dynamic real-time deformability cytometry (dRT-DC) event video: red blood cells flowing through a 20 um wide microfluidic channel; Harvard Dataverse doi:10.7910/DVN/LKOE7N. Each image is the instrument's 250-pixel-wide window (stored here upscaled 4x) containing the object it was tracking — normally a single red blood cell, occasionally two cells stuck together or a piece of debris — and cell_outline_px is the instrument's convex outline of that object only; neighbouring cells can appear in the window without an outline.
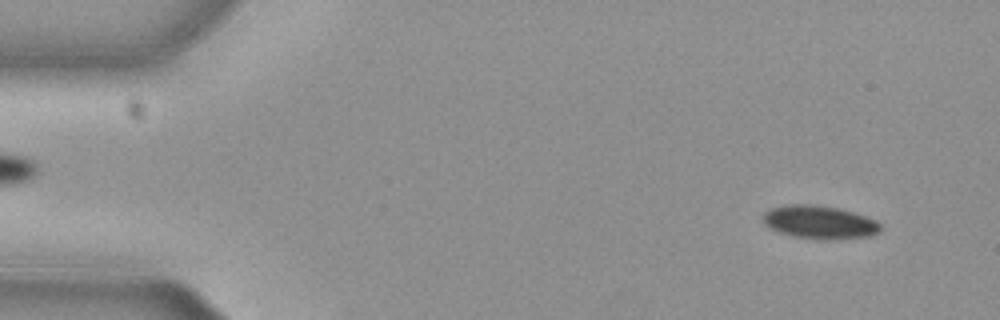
{"species": "common noctule bat (a hibernating species)", "species_latin": "Nyctalus noctula", "temperature_condition": "cold", "stored_images_in_passage": 54, "camera_frame_rate_fps": 3000, "um_per_image_px": 0.085, "animal": {"sex": "female", "body_mass_g": 29.2, "forearm_length_mm": 56.3}, "frame": {"image": 1, "passage_image": 4, "time_ms": 1.0, "image_size_px": [1000, 320], "cell_outline_px": [[880, 232], [872, 236], [828, 240], [820, 240], [792, 236], [768, 228], [764, 224], [764, 212], [772, 208], [788, 204], [812, 204], [836, 208], [852, 212], [876, 220], [880, 224]], "centroid_in_image_um": [69.66, 18.9], "position_along_channel_um": 15.3, "area_um2": 22.77}}
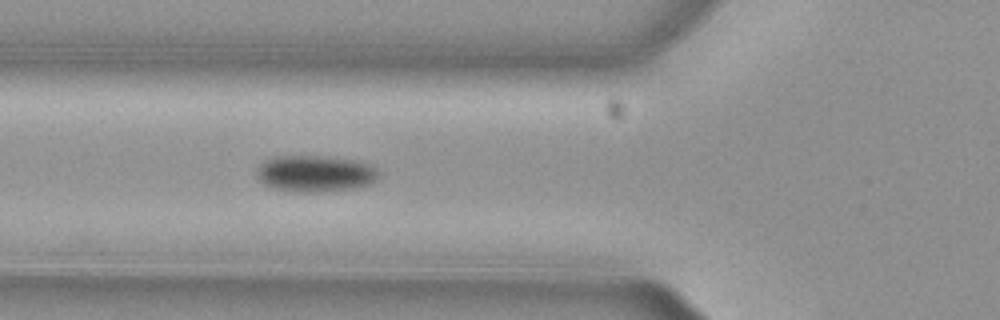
{"frame": {"image": 2, "passage_image": 19, "time_ms": 6.0, "image_size_px": [1000, 320], "cell_outline_px": [[380, 176], [376, 180], [368, 184], [356, 188], [320, 192], [292, 192], [276, 188], [264, 184], [256, 176], [256, 168], [264, 160], [272, 156], [324, 156], [356, 160], [368, 164], [376, 168], [380, 172]], "centroid_in_image_um": [26.78, 14.75], "position_along_channel_um": 99.0, "area_um2": 26.24}}
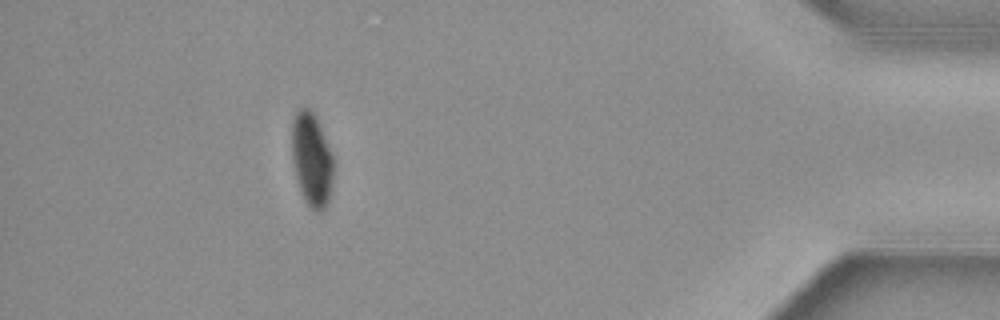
{"frame": {"image": 3, "passage_image": 48, "time_ms": 15.667, "image_size_px": [1000, 320], "cell_outline_px": [[332, 180], [328, 204], [320, 212], [316, 212], [308, 208], [300, 192], [292, 160], [292, 120], [296, 112], [300, 108], [308, 108], [316, 116], [332, 156]], "centroid_in_image_um": [26.47, 13.6], "position_along_channel_um": 408.7, "area_um2": 22.6}, "authors_computed_cell_mechanics": {"area_um2": 23.8425, "velocity_mm_per_s": 3.8241, "shape_relaxation_time_tau1_ms": 3.2629, "shape_relaxation_time_tau2_ms": null, "deformation_change_tau1": 0.0914, "deformation_change_tau2": null}}